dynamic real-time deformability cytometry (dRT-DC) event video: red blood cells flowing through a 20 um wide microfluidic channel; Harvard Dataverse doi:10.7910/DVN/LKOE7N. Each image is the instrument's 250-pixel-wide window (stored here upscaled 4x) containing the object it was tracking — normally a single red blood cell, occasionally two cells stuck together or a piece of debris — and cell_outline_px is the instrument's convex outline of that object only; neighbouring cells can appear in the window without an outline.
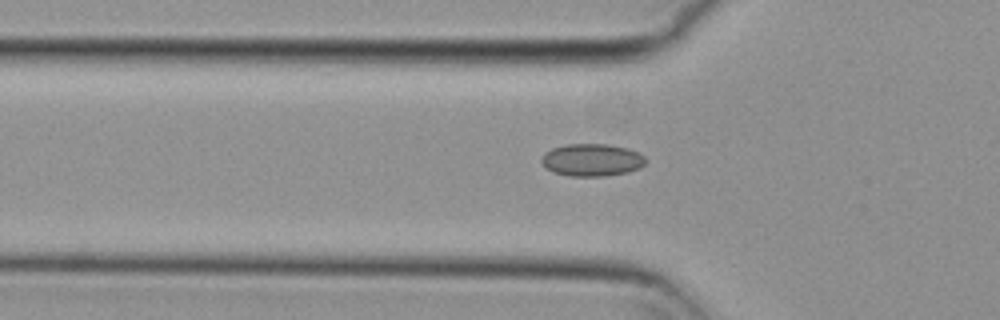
{"species": "common noctule bat (a hibernating species)", "species_latin": "Nyctalus noctula", "temperature_condition": "cold", "stored_images_in_passage": 51, "camera_frame_rate_fps": 3000, "um_per_image_px": 0.085, "animal": {"sex": "female", "body_mass_g": 29.2, "forearm_length_mm": 56.3}, "frame": {"image": 1, "passage_image": 14, "time_ms": 4.333, "image_size_px": [1000, 320], "cell_outline_px": [[648, 160], [640, 168], [628, 172], [604, 176], [568, 176], [552, 172], [540, 160], [544, 152], [552, 148], [568, 144], [608, 144], [628, 148], [644, 156]], "centroid_in_image_um": [50.32, 13.6], "position_along_channel_um": 75.5, "area_um2": 19.77}}
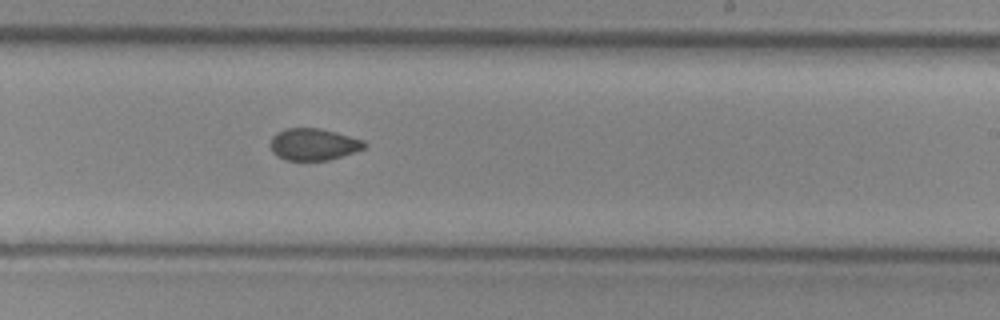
{"frame": {"image": 2, "passage_image": 29, "time_ms": 9.333, "image_size_px": [1000, 320], "cell_outline_px": [[368, 144], [364, 148], [328, 160], [284, 160], [276, 156], [272, 152], [268, 144], [272, 136], [276, 132], [288, 128], [320, 128], [336, 132], [364, 140]], "centroid_in_image_um": [26.59, 12.26], "position_along_channel_um": 262.4, "area_um2": 17.57}}
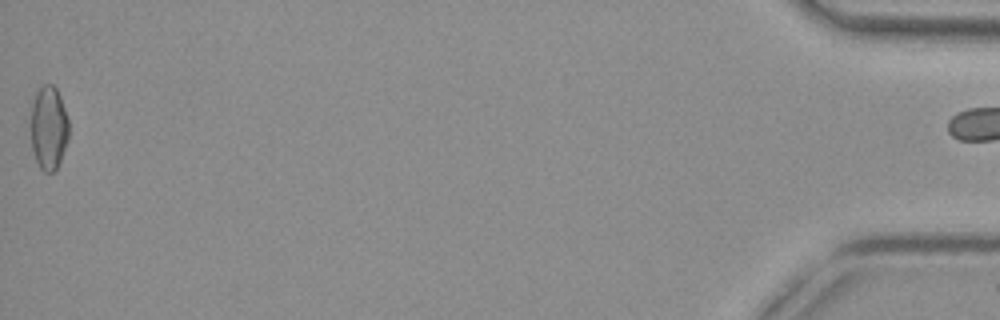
{"frame": {"image": 3, "passage_image": 51, "time_ms": 16.667, "image_size_px": [1000, 320], "cell_outline_px": [[68, 136], [60, 160], [56, 168], [52, 172], [44, 172], [40, 168], [36, 160], [32, 148], [28, 128], [28, 124], [32, 104], [36, 92], [44, 84], [52, 84], [56, 88], [60, 96], [68, 120]], "centroid_in_image_um": [4.08, 10.85], "position_along_channel_um": 431.1, "area_um2": 18.79}, "authors_computed_cell_mechanics": {"area_um2": 18.496, "velocity_mm_per_s": 3.7293, "shape_relaxation_time_tau1_ms": null, "shape_relaxation_time_tau2_ms": 4.4654, "deformation_change_tau1": null, "deformation_change_tau2": 0.0775}}